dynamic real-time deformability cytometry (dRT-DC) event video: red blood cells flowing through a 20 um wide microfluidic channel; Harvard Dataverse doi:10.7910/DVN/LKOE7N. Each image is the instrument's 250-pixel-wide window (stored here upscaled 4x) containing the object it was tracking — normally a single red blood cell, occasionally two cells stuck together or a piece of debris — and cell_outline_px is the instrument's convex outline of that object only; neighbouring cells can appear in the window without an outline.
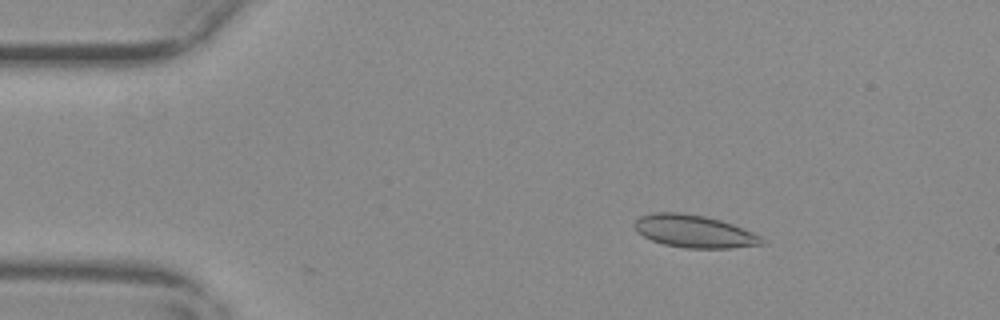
{"species": "common noctule bat (a hibernating species)", "species_latin": "Nyctalus noctula", "temperature_condition": "warm", "stored_images_in_passage": 9, "camera_frame_rate_fps": 3000, "um_per_image_px": 0.085, "animal": {"sex": "female", "body_mass_g": 29.2, "forearm_length_mm": 56.3}, "frame": {"image": 1, "passage_image": 9, "time_ms": 2.667, "image_size_px": [1000, 320], "cell_outline_px": [[764, 244], [732, 248], [688, 248], [664, 244], [652, 240], [636, 232], [632, 224], [640, 216], [652, 212], [676, 212], [704, 216], [720, 220], [732, 224], [752, 232], [760, 236], [764, 240]], "centroid_in_image_um": [58.97, 19.66], "position_along_channel_um": 26.0, "area_um2": 24.1}}